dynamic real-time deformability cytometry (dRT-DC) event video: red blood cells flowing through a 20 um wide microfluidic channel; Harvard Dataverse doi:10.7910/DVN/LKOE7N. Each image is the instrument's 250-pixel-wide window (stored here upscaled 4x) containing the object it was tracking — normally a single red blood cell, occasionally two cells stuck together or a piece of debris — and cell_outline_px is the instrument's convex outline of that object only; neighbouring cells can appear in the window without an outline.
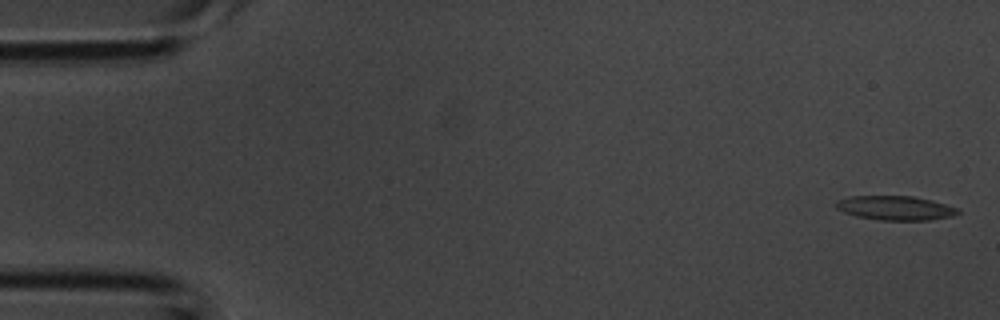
{"species": "common noctule bat (a hibernating species)", "species_latin": "Nyctalus noctula", "temperature_condition": "room temperature", "stored_images_in_passage": 4, "camera_frame_rate_fps": 3000, "um_per_image_px": 0.085, "animal": {"sex": "male", "body_mass_g": 20.1, "forearm_length_mm": 53.5}, "frame": {"image": 1, "passage_image": 1, "time_ms": 0.0, "image_size_px": [1000, 320], "cell_outline_px": [[960, 212], [952, 216], [928, 220], [880, 220], [856, 216], [844, 212], [836, 208], [836, 200], [848, 196], [912, 196], [960, 208]], "centroid_in_image_um": [76.08, 17.68], "position_along_channel_um": 8.9, "area_um2": 17.11}}
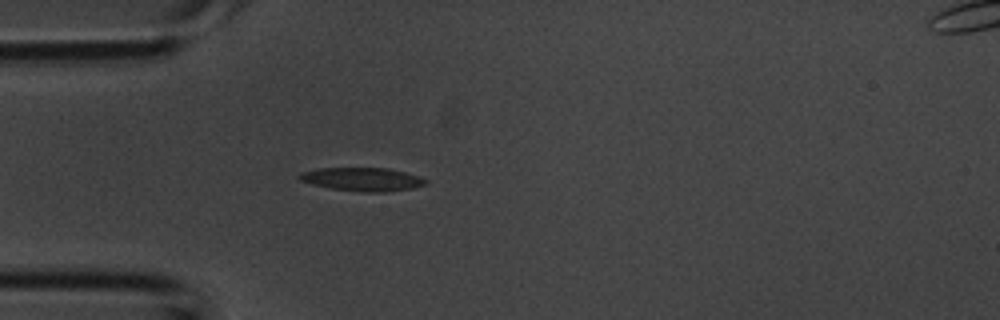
{"frame": {"image": 2, "passage_image": 4, "time_ms": 1.0, "image_size_px": [1000, 320], "cell_outline_px": [[428, 184], [412, 188], [384, 192], [364, 192], [332, 188], [312, 184], [300, 180], [296, 176], [300, 172], [320, 168], [388, 168], [420, 176], [428, 180]], "centroid_in_image_um": [30.82, 15.23], "position_along_channel_um": 54.2, "area_um2": 17.22}}